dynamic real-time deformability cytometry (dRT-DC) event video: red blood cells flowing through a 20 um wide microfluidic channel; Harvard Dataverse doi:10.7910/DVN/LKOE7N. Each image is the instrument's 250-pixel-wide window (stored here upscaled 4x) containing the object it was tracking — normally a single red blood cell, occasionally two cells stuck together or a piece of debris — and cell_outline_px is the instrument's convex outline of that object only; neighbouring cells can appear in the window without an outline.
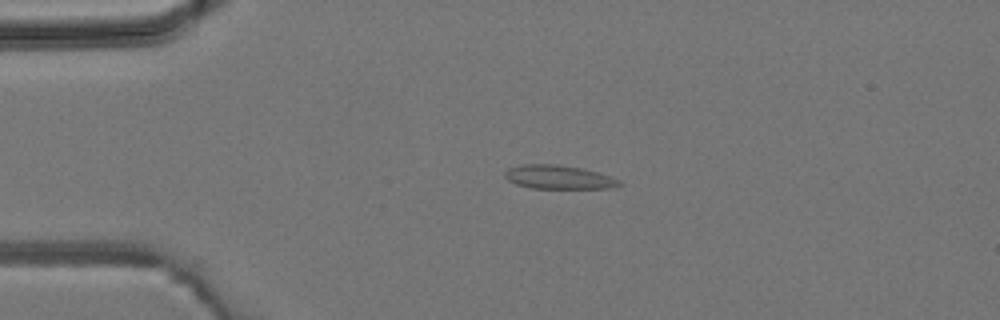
{"species": "common noctule bat (a hibernating species)", "species_latin": "Nyctalus noctula", "temperature_condition": "room temperature", "stored_images_in_passage": 2, "camera_frame_rate_fps": 3000, "um_per_image_px": 0.085, "animal": {"sex": "male", "body_mass_g": 19.2, "forearm_length_mm": 51.8}, "frame": {"image": 1, "passage_image": 1, "time_ms": 0.0, "image_size_px": [1000, 320], "cell_outline_px": [[624, 184], [612, 188], [532, 188], [516, 184], [508, 180], [504, 176], [504, 172], [508, 168], [524, 164], [556, 164], [580, 168], [596, 172], [620, 180]], "centroid_in_image_um": [47.47, 15.06], "position_along_channel_um": 37.5, "area_um2": 15.72}}